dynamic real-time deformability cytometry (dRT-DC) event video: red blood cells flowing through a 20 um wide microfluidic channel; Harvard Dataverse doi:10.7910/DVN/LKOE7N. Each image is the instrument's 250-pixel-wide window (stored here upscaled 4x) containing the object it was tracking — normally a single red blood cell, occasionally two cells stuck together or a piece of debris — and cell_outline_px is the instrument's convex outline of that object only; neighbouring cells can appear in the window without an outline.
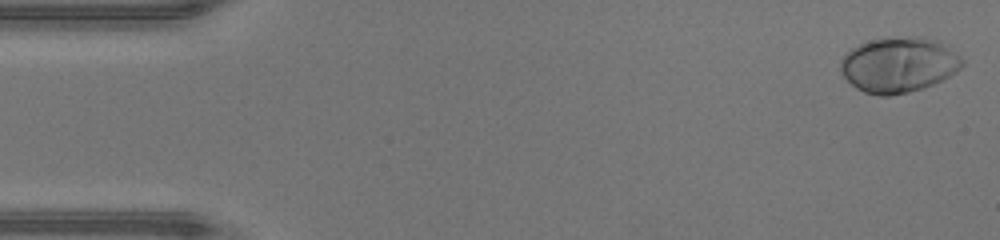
{"species": "human", "species_latin": "Homo sapiens", "temperature_condition": "warm", "stored_images_in_passage": 47, "camera_frame_rate_fps": 3000, "um_per_image_px": 0.085, "donor": {"sex": "male"}, "frame": {"image": 1, "passage_image": 1, "time_ms": 0.0, "image_size_px": [1000, 240], "cell_outline_px": [[964, 64], [956, 72], [924, 88], [908, 92], [888, 96], [880, 96], [864, 92], [856, 88], [844, 76], [840, 68], [840, 60], [852, 48], [860, 44], [872, 40], [908, 36], [916, 36], [936, 40], [964, 60]], "centroid_in_image_um": [76.37, 5.52], "position_along_channel_um": 8.6, "area_um2": 38.67}}
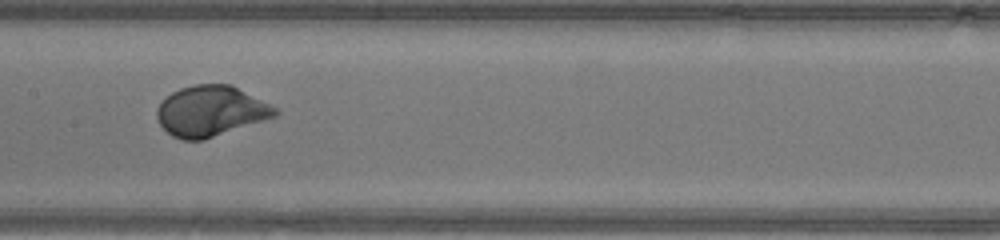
{"frame": {"image": 2, "passage_image": 23, "time_ms": 7.333, "image_size_px": [1000, 240], "cell_outline_px": [[280, 112], [276, 116], [204, 140], [180, 140], [172, 136], [160, 124], [156, 116], [156, 112], [160, 104], [172, 92], [180, 88], [196, 84], [232, 84], [280, 108]], "centroid_in_image_um": [17.96, 9.44], "position_along_channel_um": 189.4, "area_um2": 34.97}}
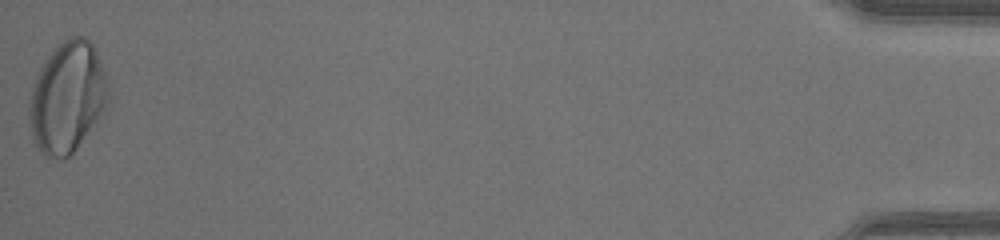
{"frame": {"image": 3, "passage_image": 47, "time_ms": 15.333, "image_size_px": [1000, 240], "cell_outline_px": [[108, 108], [72, 152], [64, 160], [48, 156], [40, 152], [32, 136], [28, 120], [28, 108], [32, 88], [36, 76], [40, 68], [48, 56], [60, 40], [68, 36], [88, 36], [96, 52], [108, 80]], "centroid_in_image_um": [5.72, 8.25], "position_along_channel_um": 429.5, "area_um2": 51.33}, "authors_computed_cell_mechanics": {"area_um2": 34.7378, "velocity_mm_per_s": 4.3444, "shape_relaxation_time_tau1_ms": 2.3034, "shape_relaxation_time_tau2_ms": null, "deformation_change_tau1": 0.1819, "deformation_change_tau2": null}}